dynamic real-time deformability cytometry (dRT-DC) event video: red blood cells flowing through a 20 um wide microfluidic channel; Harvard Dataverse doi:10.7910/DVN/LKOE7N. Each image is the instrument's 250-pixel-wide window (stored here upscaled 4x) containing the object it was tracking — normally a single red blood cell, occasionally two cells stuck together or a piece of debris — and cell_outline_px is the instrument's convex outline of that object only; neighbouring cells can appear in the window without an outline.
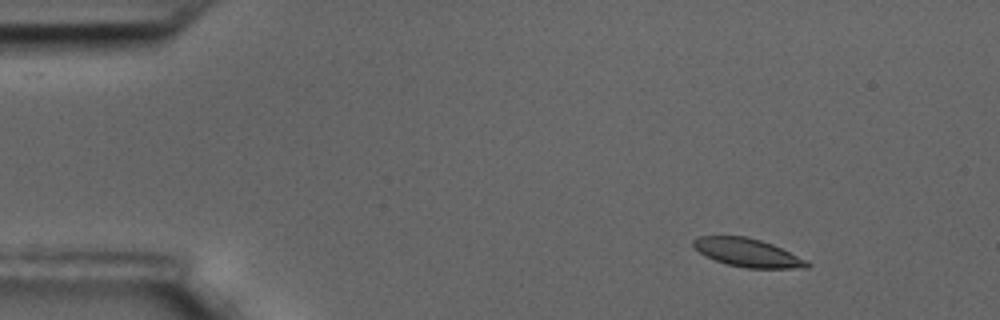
{"species": "common noctule bat (a hibernating species)", "species_latin": "Nyctalus noctula", "temperature_condition": "room temperature", "stored_images_in_passage": 59, "camera_frame_rate_fps": 3000, "um_per_image_px": 0.085, "animal": {"sex": "male", "body_mass_g": 17.5, "forearm_length_mm": 52.3}, "frame": {"image": 1, "passage_image": 7, "time_ms": 2.0, "image_size_px": [1000, 320], "cell_outline_px": [[812, 264], [808, 268], [748, 268], [728, 264], [704, 256], [692, 244], [692, 240], [700, 236], [744, 236], [760, 240], [772, 244]], "centroid_in_image_um": [63.51, 21.47], "position_along_channel_um": 21.5, "area_um2": 18.38}}
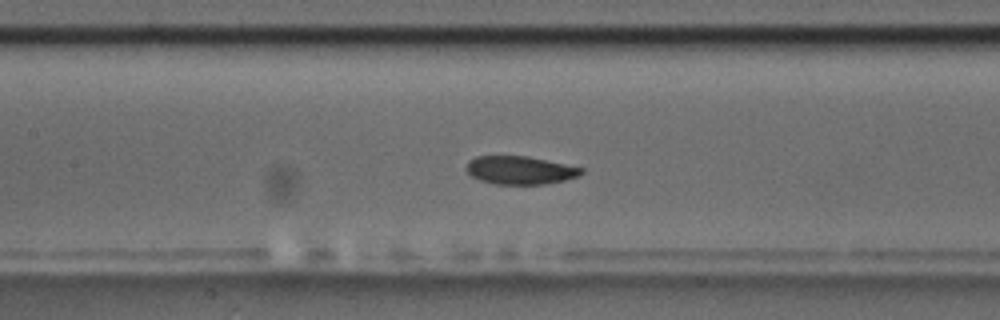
{"frame": {"image": 2, "passage_image": 27, "time_ms": 8.667, "image_size_px": [1000, 320], "cell_outline_px": [[584, 172], [580, 176], [564, 180], [544, 184], [492, 184], [480, 180], [472, 176], [464, 168], [468, 160], [476, 156], [528, 156], [584, 168]], "centroid_in_image_um": [44.19, 14.46], "position_along_channel_um": 163.2, "area_um2": 19.02}}
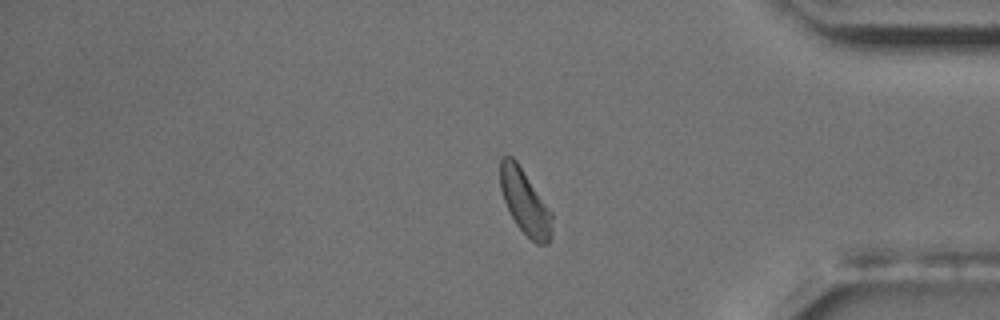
{"frame": {"image": 3, "passage_image": 49, "time_ms": 16.0, "image_size_px": [1000, 320], "cell_outline_px": [[552, 232], [548, 244], [536, 244], [516, 224], [504, 200], [500, 188], [500, 160], [504, 156], [512, 156], [516, 160], [552, 212]], "centroid_in_image_um": [44.63, 17.17], "position_along_channel_um": 390.6, "area_um2": 19.31}, "authors_computed_cell_mechanics": {"area_um2": 19.652, "velocity_mm_per_s": 3.3948, "shape_relaxation_time_tau1_ms": 3.2586, "shape_relaxation_time_tau2_ms": 7.7348, "deformation_change_tau1": 0.0903, "deformation_change_tau2": 0.1089}}